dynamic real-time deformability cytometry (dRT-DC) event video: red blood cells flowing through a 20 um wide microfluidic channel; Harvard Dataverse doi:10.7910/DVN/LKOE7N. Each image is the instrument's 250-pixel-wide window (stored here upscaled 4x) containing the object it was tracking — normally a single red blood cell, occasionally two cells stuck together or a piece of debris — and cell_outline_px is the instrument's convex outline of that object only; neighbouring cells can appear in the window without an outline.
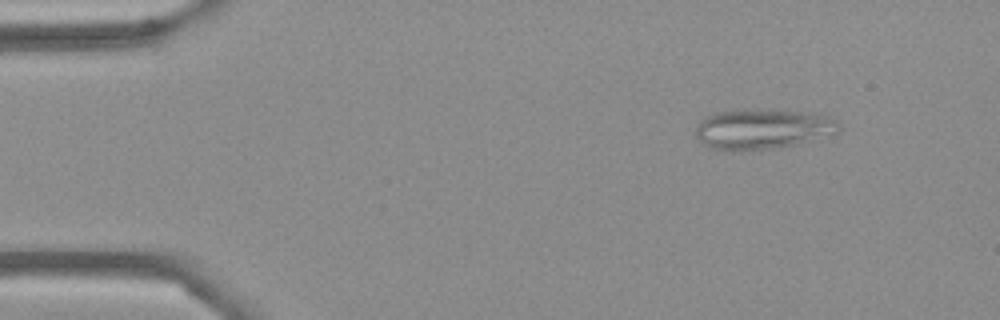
{"species": "Egyptian fruit bat (a non-hibernating species)", "species_latin": "Rousettus aegyptiacus", "temperature_condition": "cold", "stored_images_in_passage": 54, "segment_of_instrument_passage": [1, 2], "camera_frame_rate_fps": 3000, "um_per_image_px": 0.085, "frame": {"image": 1, "passage_image": 6, "time_ms": 1.667, "image_size_px": [1000, 320], "cell_outline_px": [[840, 132], [796, 144], [772, 148], [740, 152], [724, 152], [712, 148], [704, 144], [696, 136], [696, 124], [704, 116], [716, 112], [756, 108], [812, 112], [828, 116], [836, 120], [840, 124]], "centroid_in_image_um": [64.79, 10.96], "position_along_channel_um": 20.2, "area_um2": 34.33}}